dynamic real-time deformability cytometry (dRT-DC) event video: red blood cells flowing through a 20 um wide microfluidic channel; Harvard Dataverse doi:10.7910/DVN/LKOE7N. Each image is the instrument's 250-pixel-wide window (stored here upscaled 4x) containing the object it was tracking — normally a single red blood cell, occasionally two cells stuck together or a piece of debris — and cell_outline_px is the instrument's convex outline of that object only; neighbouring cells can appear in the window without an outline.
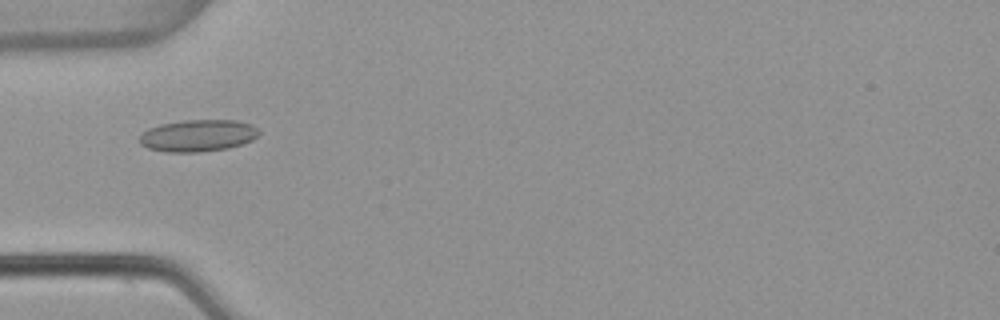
{"species": "common noctule bat (a hibernating species)", "species_latin": "Nyctalus noctula", "temperature_condition": "warm", "stored_images_in_passage": 7, "camera_frame_rate_fps": 3000, "um_per_image_px": 0.085, "animal": {"sex": "female", "body_mass_g": 22.7, "forearm_length_mm": 54.2}, "frame": {"image": 1, "passage_image": 5, "time_ms": 1.333, "image_size_px": [1000, 320], "cell_outline_px": [[260, 132], [252, 140], [228, 148], [200, 152], [168, 152], [148, 148], [140, 144], [140, 136], [148, 128], [160, 124], [184, 120], [236, 120], [252, 124]], "centroid_in_image_um": [16.82, 11.52], "position_along_channel_um": 68.2, "area_um2": 22.14}}
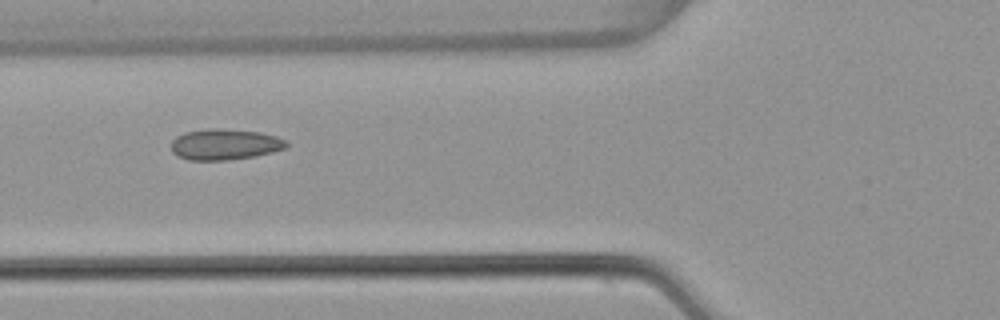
{"frame": {"image": 2, "passage_image": 6, "time_ms": 1.667, "image_size_px": [1000, 320], "cell_outline_px": [[288, 148], [256, 156], [228, 160], [188, 160], [176, 156], [172, 152], [172, 140], [176, 136], [184, 132], [208, 128], [216, 128], [260, 132], [276, 136], [288, 140]], "centroid_in_image_um": [19.12, 12.27], "position_along_channel_um": 106.7, "area_um2": 21.04}}
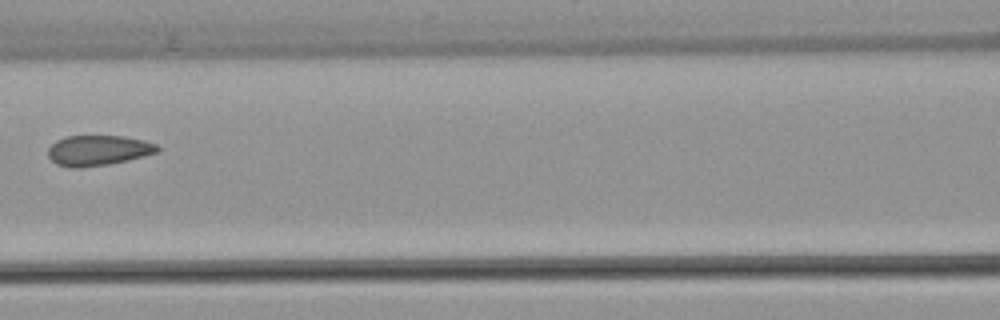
{"frame": {"image": 3, "passage_image": 7, "time_ms": 2.0, "image_size_px": [1000, 320], "cell_outline_px": [[160, 152], [128, 160], [108, 164], [80, 168], [72, 168], [56, 164], [48, 156], [48, 148], [56, 140], [68, 136], [124, 136], [144, 140], [156, 144], [160, 148]], "centroid_in_image_um": [8.36, 12.78], "position_along_channel_um": 158.2, "area_um2": 19.42}}